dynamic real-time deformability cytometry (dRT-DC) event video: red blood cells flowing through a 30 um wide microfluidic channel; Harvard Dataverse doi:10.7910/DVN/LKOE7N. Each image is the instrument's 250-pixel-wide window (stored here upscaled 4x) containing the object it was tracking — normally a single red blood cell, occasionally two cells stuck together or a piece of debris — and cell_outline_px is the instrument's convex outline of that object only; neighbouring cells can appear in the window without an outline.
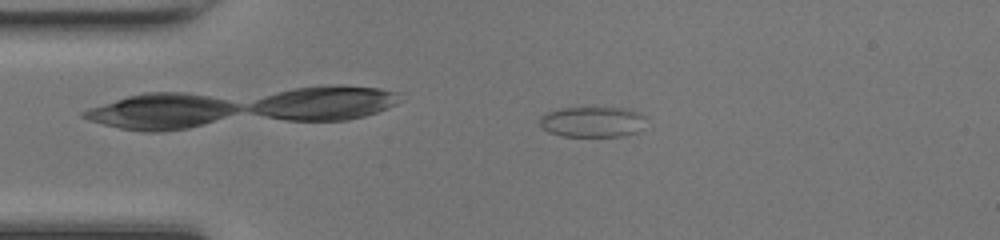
{"species": "common noctule bat (a hibernating species)", "species_latin": "Nyctalus noctula", "temperature_condition": "room temperature", "stored_images_in_passage": 43, "camera_frame_rate_fps": 3000, "um_per_image_px": 0.085, "animal": {"sex": "female", "body_mass_g": 17.0, "forearm_length_mm": 48.0}, "frame": {"image": 1, "passage_image": 5, "time_ms": 1.333, "image_size_px": [1000, 240], "cell_outline_px": [[644, 116], [640, 132], [624, 136], [560, 136], [548, 132], [540, 124], [540, 116], [548, 112], [564, 108], [624, 108], [640, 112]], "centroid_in_image_um": [50.36, 10.37], "position_along_channel_um": 34.6, "area_um2": 18.84}}
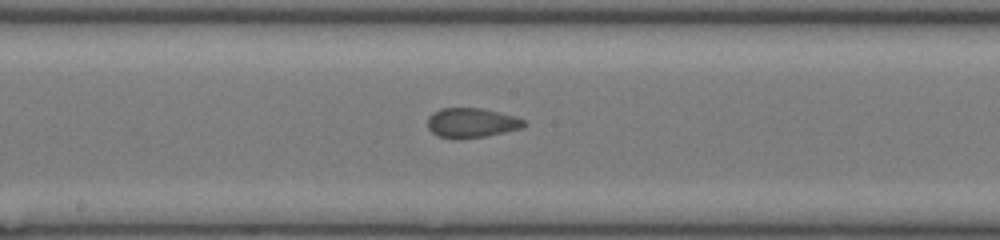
{"frame": {"image": 2, "passage_image": 20, "time_ms": 6.333, "image_size_px": [1000, 240], "cell_outline_px": [[528, 124], [524, 128], [484, 136], [460, 140], [456, 140], [436, 136], [428, 128], [428, 116], [432, 112], [440, 108], [480, 108], [516, 116], [524, 120]], "centroid_in_image_um": [40.07, 10.45], "position_along_channel_um": 208.1, "area_um2": 16.99}}
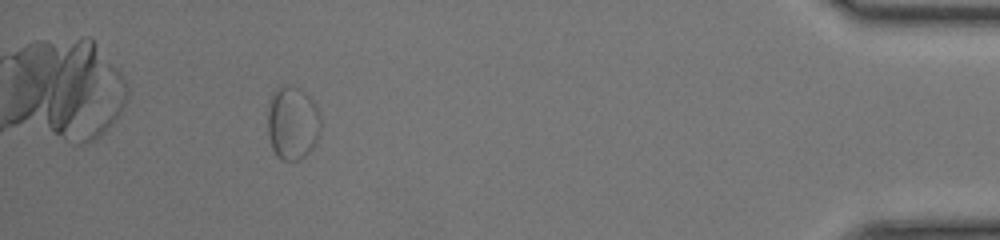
{"frame": {"image": 3, "passage_image": 39, "time_ms": 12.667, "image_size_px": [1000, 240], "cell_outline_px": [[320, 136], [316, 144], [304, 156], [296, 160], [280, 160], [276, 156], [272, 148], [268, 136], [268, 112], [272, 96], [276, 88], [300, 88], [316, 104], [320, 116]], "centroid_in_image_um": [24.88, 10.51], "position_along_channel_um": 410.3, "area_um2": 22.54}}